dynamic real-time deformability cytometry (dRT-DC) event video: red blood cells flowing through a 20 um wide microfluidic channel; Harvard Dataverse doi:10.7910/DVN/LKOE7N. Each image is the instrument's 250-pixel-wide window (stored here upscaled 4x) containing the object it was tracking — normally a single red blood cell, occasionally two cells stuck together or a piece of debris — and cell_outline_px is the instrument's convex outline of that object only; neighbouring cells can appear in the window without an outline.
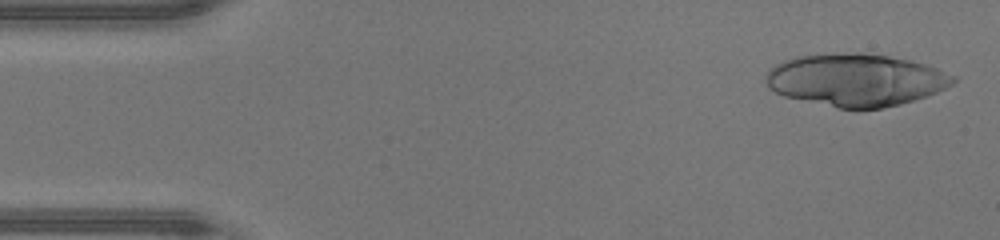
{"species": "human", "species_latin": "Homo sapiens", "temperature_condition": "warm", "stored_images_in_passage": 29, "segment_of_instrument_passage": [1, 2], "camera_frame_rate_fps": 3000, "um_per_image_px": 0.085, "donor": {"sex": "male"}, "frame": {"image": 1, "passage_image": 2, "time_ms": 0.333, "image_size_px": [1000, 240], "cell_outline_px": [[956, 80], [952, 84], [936, 92], [900, 104], [880, 108], [840, 108], [784, 96], [768, 88], [768, 68], [784, 60], [796, 56], [832, 52], [860, 52], [888, 56], [912, 60], [936, 68], [956, 76]], "centroid_in_image_um": [72.74, 6.77], "position_along_channel_um": 12.3, "area_um2": 56.99}}
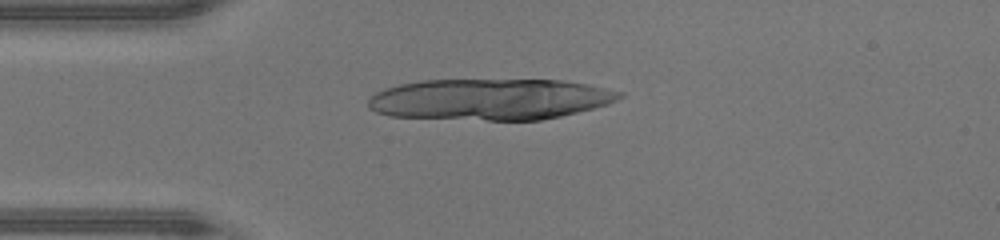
{"frame": {"image": 2, "passage_image": 11, "time_ms": 3.333, "image_size_px": [1000, 240], "cell_outline_px": [[624, 96], [608, 104], [560, 116], [540, 120], [488, 120], [388, 116], [376, 112], [368, 108], [368, 100], [376, 92], [384, 88], [400, 84], [420, 80], [560, 80], [588, 84], [624, 92]], "centroid_in_image_um": [41.65, 8.44], "position_along_channel_um": 43.4, "area_um2": 60.4}}